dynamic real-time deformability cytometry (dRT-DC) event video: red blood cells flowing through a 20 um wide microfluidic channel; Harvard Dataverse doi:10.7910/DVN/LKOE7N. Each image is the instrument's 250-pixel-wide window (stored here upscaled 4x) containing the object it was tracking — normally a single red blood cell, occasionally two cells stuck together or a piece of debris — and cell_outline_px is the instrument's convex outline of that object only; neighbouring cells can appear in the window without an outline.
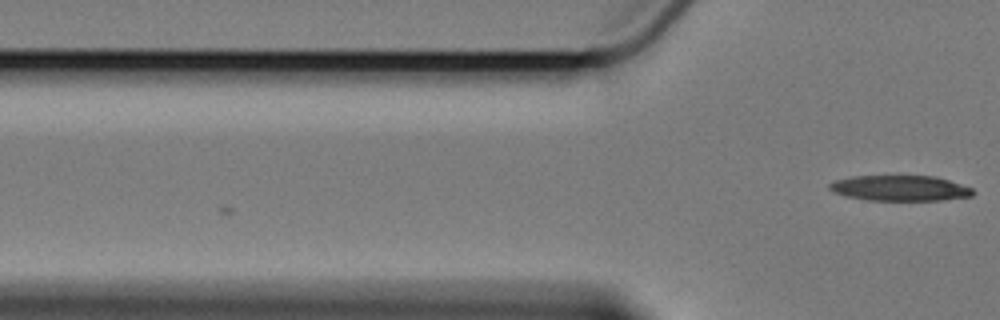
{"species": "Egyptian fruit bat (a non-hibernating species)", "species_latin": "Rousettus aegyptiacus", "temperature_condition": "cold", "stored_images_in_passage": 5, "camera_frame_rate_fps": 3000, "um_per_image_px": 0.085, "animal": {"sex": "female"}, "frame": {"image": 1, "passage_image": 5, "time_ms": 4.667, "image_size_px": [1000, 320], "cell_outline_px": [[976, 192], [972, 196], [940, 200], [868, 200], [844, 196], [832, 192], [828, 188], [828, 184], [836, 180], [852, 176], [936, 176], [972, 188]], "centroid_in_image_um": [76.47, 15.99], "position_along_channel_um": 49.3, "area_um2": 21.33}}